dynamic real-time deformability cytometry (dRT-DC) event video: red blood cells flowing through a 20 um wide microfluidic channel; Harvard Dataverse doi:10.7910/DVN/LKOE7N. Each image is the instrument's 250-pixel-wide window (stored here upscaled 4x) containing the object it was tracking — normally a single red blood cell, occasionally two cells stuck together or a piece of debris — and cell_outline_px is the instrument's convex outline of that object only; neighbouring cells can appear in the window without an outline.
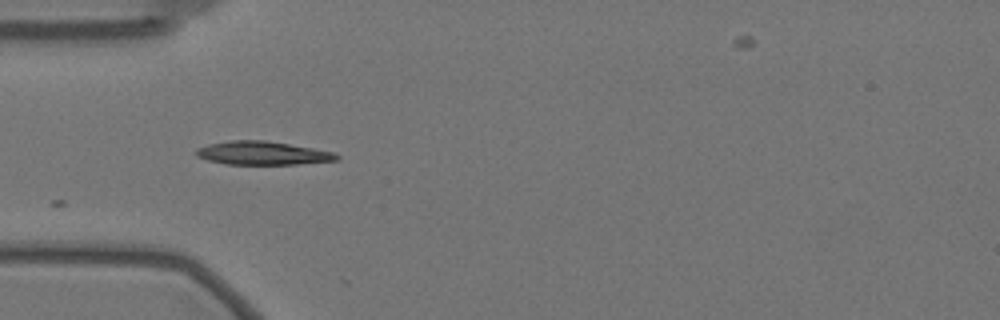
{"species": "Egyptian fruit bat (a non-hibernating species)", "species_latin": "Rousettus aegyptiacus", "temperature_condition": "warm", "stored_images_in_passage": 5, "camera_frame_rate_fps": 3000, "um_per_image_px": 0.085, "animal": {"sex": "female"}, "frame": {"image": 1, "passage_image": 1, "time_ms": 0.0, "image_size_px": [1000, 320], "cell_outline_px": [[340, 160], [296, 164], [224, 164], [208, 160], [196, 156], [196, 148], [208, 144], [232, 140], [264, 140], [312, 148], [332, 152], [340, 156]], "centroid_in_image_um": [22.29, 13.02], "position_along_channel_um": 62.7, "area_um2": 19.07}}
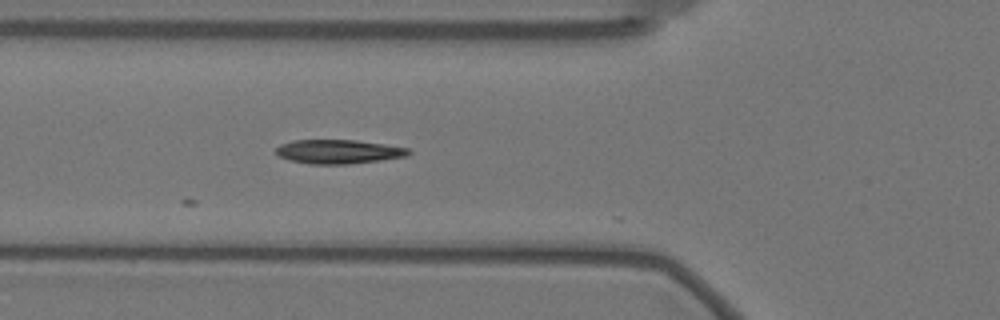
{"frame": {"image": 2, "passage_image": 4, "time_ms": 1.0, "image_size_px": [1000, 320], "cell_outline_px": [[412, 152], [408, 156], [380, 160], [348, 164], [312, 164], [288, 160], [280, 156], [276, 152], [276, 148], [280, 144], [292, 140], [356, 140], [384, 144], [408, 148]], "centroid_in_image_um": [28.77, 12.89], "position_along_channel_um": 97.0, "area_um2": 18.55}}